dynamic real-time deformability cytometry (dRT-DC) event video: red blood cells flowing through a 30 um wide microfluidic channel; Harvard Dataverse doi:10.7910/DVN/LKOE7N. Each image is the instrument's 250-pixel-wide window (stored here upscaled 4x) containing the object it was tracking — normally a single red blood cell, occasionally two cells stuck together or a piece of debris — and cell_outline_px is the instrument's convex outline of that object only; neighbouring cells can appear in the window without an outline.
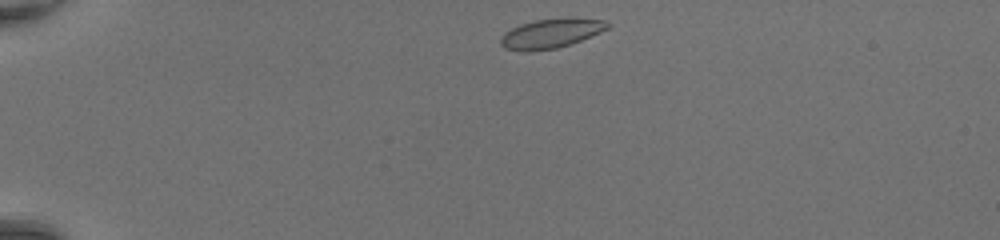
{"species": "common noctule bat (a hibernating species)", "species_latin": "Nyctalus noctula", "temperature_condition": "room temperature", "stored_images_in_passage": 38, "camera_frame_rate_fps": 3000, "um_per_image_px": 0.085, "animal": {"sex": "female", "body_mass_g": 20.0, "forearm_length_mm": 54.0}, "frame": {"image": 1, "passage_image": 1, "time_ms": 0.0, "image_size_px": [1000, 240], "cell_outline_px": [[612, 24], [608, 28], [600, 32], [580, 40], [556, 48], [528, 52], [524, 52], [504, 48], [500, 44], [500, 36], [504, 32], [520, 24], [536, 20], [608, 20]], "centroid_in_image_um": [46.74, 2.88], "position_along_channel_um": 38.3, "area_um2": 17.69}}
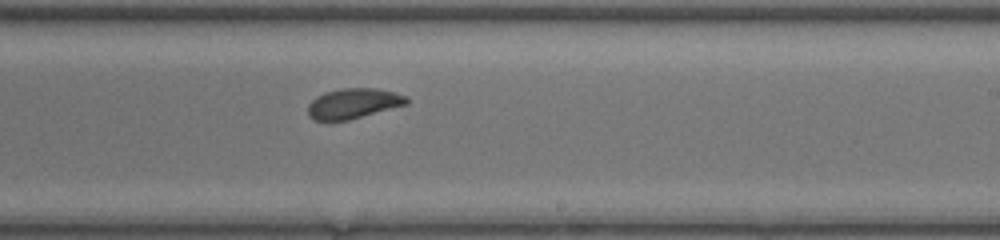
{"frame": {"image": 2, "passage_image": 21, "time_ms": 6.667, "image_size_px": [1000, 240], "cell_outline_px": [[408, 104], [348, 120], [312, 120], [308, 116], [308, 104], [316, 96], [324, 92], [340, 88], [376, 88], [396, 92], [408, 96]], "centroid_in_image_um": [30.04, 8.78], "position_along_channel_um": 259.0, "area_um2": 17.51}}
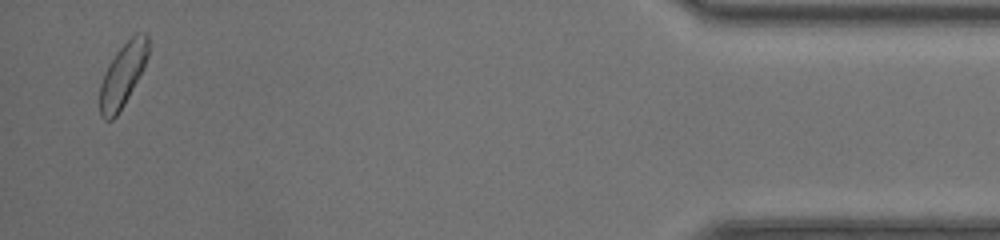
{"frame": {"image": 3, "passage_image": 37, "time_ms": 12.0, "image_size_px": [1000, 240], "cell_outline_px": [[148, 56], [144, 68], [124, 104], [116, 116], [112, 120], [104, 120], [100, 116], [100, 84], [104, 72], [116, 52], [136, 32], [148, 32]], "centroid_in_image_um": [10.44, 6.36], "position_along_channel_um": 424.8, "area_um2": 17.86}, "authors_computed_cell_mechanics": {"area_um2": 18.0336, "velocity_mm_per_s": 4.3528, "shape_relaxation_time_tau1_ms": 2.3032, "shape_relaxation_time_tau2_ms": null, "deformation_change_tau1": 0.1176, "deformation_change_tau2": null}}